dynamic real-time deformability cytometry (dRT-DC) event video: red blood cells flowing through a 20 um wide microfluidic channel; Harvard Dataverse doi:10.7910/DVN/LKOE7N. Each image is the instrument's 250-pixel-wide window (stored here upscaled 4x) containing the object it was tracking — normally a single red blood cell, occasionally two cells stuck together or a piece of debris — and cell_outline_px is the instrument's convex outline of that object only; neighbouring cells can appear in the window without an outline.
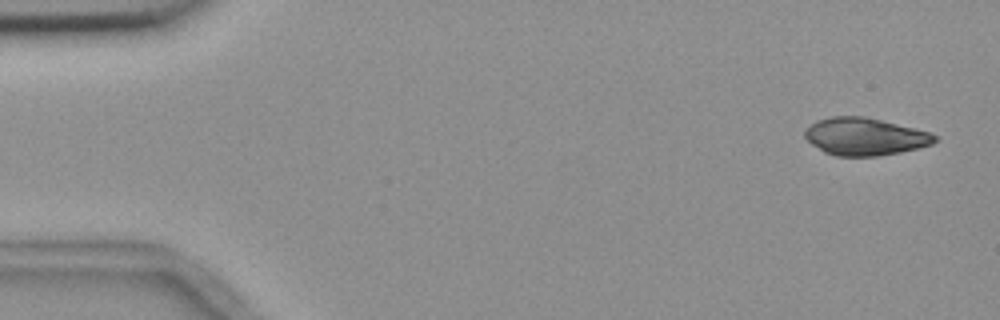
{"species": "common noctule bat (a hibernating species)", "species_latin": "Nyctalus noctula", "temperature_condition": "room temperature", "stored_images_in_passage": 6, "camera_frame_rate_fps": 3000, "um_per_image_px": 0.085, "animal": {"sex": "female", "body_mass_g": 18.4}, "frame": {"image": 1, "passage_image": 1, "time_ms": 0.0, "image_size_px": [1000, 320], "cell_outline_px": [[936, 140], [932, 144], [900, 152], [876, 156], [836, 156], [824, 152], [812, 144], [804, 136], [804, 132], [816, 120], [832, 116], [864, 116], [928, 132], [936, 136]], "centroid_in_image_um": [73.47, 11.61], "position_along_channel_um": 11.5, "area_um2": 27.92}}